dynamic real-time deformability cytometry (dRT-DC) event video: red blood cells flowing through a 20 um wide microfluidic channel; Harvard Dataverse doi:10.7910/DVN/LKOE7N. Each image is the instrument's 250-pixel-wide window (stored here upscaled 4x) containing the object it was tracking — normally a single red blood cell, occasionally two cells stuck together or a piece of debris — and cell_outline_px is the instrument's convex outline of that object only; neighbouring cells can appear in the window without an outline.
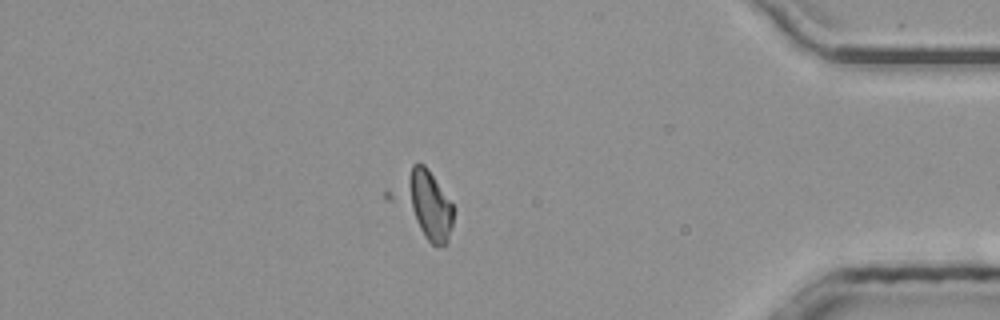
{"species": "common noctule bat (a hibernating species)", "species_latin": "Nyctalus noctula", "temperature_condition": "room temperature", "stored_images_in_passage": 51, "camera_frame_rate_fps": 3000, "um_per_image_px": 0.085, "animal": {"sex": "male", "body_mass_g": 20.4}, "frame": {"image": 1, "passage_image": 44, "time_ms": 14.333, "image_size_px": [1000, 320], "cell_outline_px": [[452, 224], [448, 240], [444, 244], [432, 244], [384, 196], [384, 192], [416, 160], [424, 164], [452, 204]], "centroid_in_image_um": [35.91, 17.25], "position_along_channel_um": 399.3, "area_um2": 23.87}}
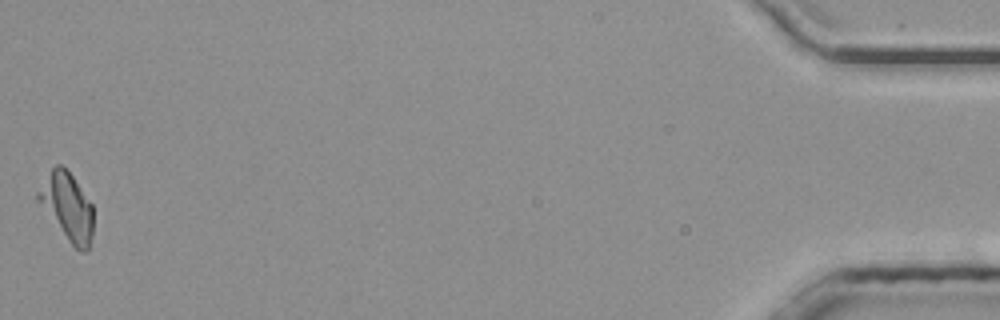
{"frame": {"image": 2, "passage_image": 51, "time_ms": 16.667, "image_size_px": [1000, 320], "cell_outline_px": [[92, 236], [88, 248], [84, 252], [80, 252], [68, 240], [36, 200], [36, 192], [52, 168], [56, 164], [60, 164], [72, 176], [92, 204]], "centroid_in_image_um": [5.7, 17.57], "position_along_channel_um": 429.5, "area_um2": 21.15}, "authors_computed_cell_mechanics": {"area_um2": 21.1548, "velocity_mm_per_s": 3.9476, "shape_relaxation_time_tau1_ms": 0.6813, "shape_relaxation_time_tau2_ms": null, "deformation_change_tau1": 0.3469, "deformation_change_tau2": null}}